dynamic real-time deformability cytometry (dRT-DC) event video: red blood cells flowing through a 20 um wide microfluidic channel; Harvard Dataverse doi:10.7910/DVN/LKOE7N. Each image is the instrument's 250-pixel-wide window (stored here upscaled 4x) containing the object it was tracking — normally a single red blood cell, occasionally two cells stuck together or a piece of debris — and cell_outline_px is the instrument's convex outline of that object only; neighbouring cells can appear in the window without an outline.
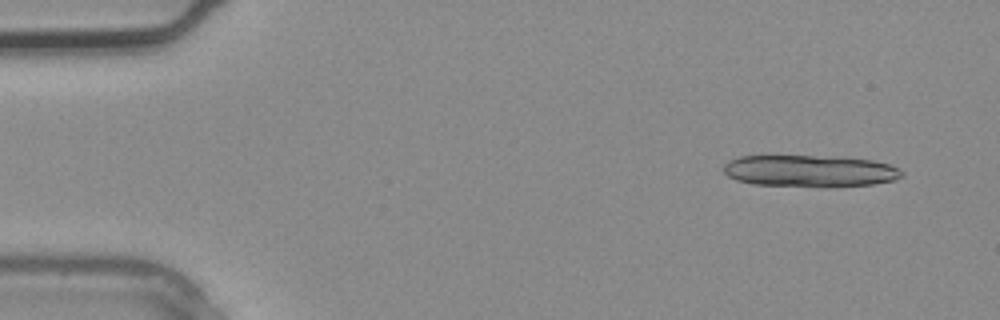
{"species": "common noctule bat (a hibernating species)", "species_latin": "Nyctalus noctula", "temperature_condition": "warm", "stored_images_in_passage": 3, "segment_of_instrument_passage": [2, 2], "camera_frame_rate_fps": 3000, "um_per_image_px": 0.085, "animal": {"sex": "male", "body_mass_g": 20.4}, "frame": {"image": 1, "passage_image": 3, "time_ms": 0.667, "image_size_px": [1000, 320], "cell_outline_px": [[904, 176], [892, 180], [872, 184], [828, 188], [752, 184], [736, 180], [728, 176], [724, 172], [724, 164], [728, 160], [740, 156], [812, 156], [872, 160], [888, 164], [900, 168], [904, 172]], "centroid_in_image_um": [68.82, 14.56], "position_along_channel_um": 16.2, "area_um2": 33.29}}